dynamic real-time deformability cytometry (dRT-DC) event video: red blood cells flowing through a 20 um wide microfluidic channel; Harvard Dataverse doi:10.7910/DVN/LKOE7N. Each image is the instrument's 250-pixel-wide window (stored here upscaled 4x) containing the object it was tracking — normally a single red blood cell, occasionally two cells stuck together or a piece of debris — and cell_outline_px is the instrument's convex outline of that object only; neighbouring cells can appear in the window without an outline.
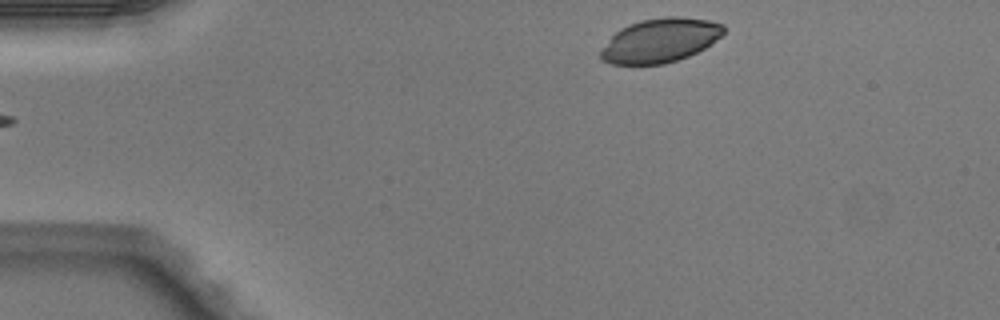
{"species": "Egyptian fruit bat (a non-hibernating species)", "species_latin": "Rousettus aegyptiacus", "temperature_condition": "warm", "stored_images_in_passage": 4, "camera_frame_rate_fps": 3000, "um_per_image_px": 0.085, "animal": {"sex": "male"}, "frame": {"image": 1, "passage_image": 1, "time_ms": 0.0, "image_size_px": [1000, 320], "cell_outline_px": [[724, 32], [720, 36], [704, 48], [688, 56], [664, 64], [612, 64], [600, 60], [600, 52], [612, 36], [620, 28], [628, 24], [640, 20], [664, 16], [680, 16], [708, 20], [724, 24]], "centroid_in_image_um": [56.1, 3.42], "position_along_channel_um": 28.9, "area_um2": 31.44}}